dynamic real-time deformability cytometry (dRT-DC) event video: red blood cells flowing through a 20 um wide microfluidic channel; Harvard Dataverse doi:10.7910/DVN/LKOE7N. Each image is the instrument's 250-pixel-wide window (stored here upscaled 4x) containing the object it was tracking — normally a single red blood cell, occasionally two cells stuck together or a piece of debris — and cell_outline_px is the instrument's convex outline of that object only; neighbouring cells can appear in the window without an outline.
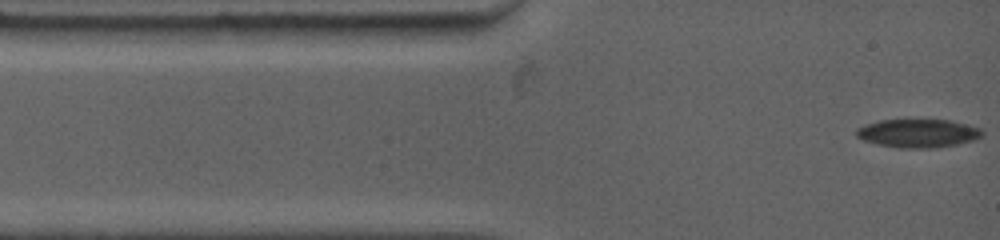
{"species": "common noctule bat (a hibernating species)", "species_latin": "Nyctalus noctula", "temperature_condition": "warm", "stored_images_in_passage": 47, "camera_frame_rate_fps": 4500, "um_per_image_px": 0.085, "animal": {"sex": "female", "body_mass_g": 19.0, "forearm_length_mm": 53.3}, "frame": {"image": 1, "passage_image": 1, "time_ms": 0.0, "image_size_px": [1000, 240], "cell_outline_px": [[984, 132], [980, 136], [972, 140], [956, 144], [932, 148], [900, 148], [876, 144], [864, 140], [856, 136], [856, 128], [880, 120], [952, 120], [968, 124], [980, 128]], "centroid_in_image_um": [78.03, 11.32], "position_along_channel_um": 7.0, "area_um2": 20.69}}
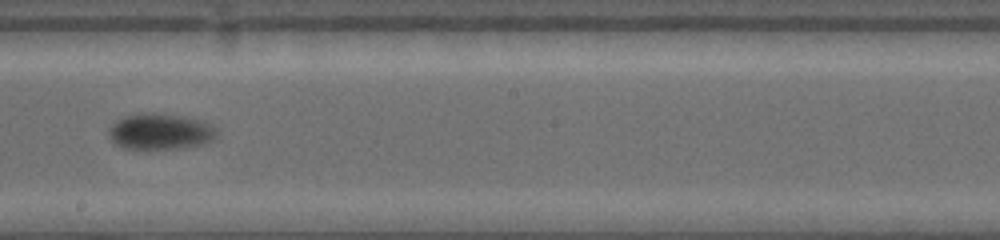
{"frame": {"image": 2, "passage_image": 20, "time_ms": 7.333, "image_size_px": [1000, 240], "cell_outline_px": [[216, 140], [204, 144], [180, 148], [124, 148], [116, 144], [108, 136], [108, 128], [116, 120], [124, 116], [144, 112], [156, 112], [184, 116], [200, 120], [212, 124], [216, 128]], "centroid_in_image_um": [13.64, 11.16], "position_along_channel_um": 234.6, "area_um2": 22.95}}
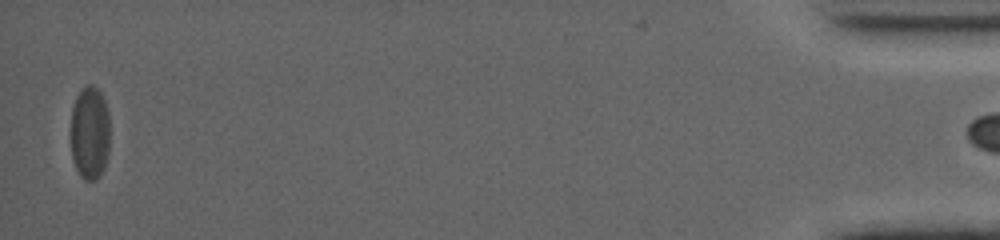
{"frame": {"image": 3, "passage_image": 46, "time_ms": 16.667, "image_size_px": [1000, 240], "cell_outline_px": [[108, 156], [104, 168], [100, 176], [96, 180], [84, 180], [80, 176], [72, 160], [68, 136], [72, 104], [80, 88], [84, 84], [92, 84], [104, 96], [108, 112]], "centroid_in_image_um": [7.57, 11.27], "position_along_channel_um": 427.6, "area_um2": 22.37}, "authors_computed_cell_mechanics": {"area_um2": 22.1374, "velocity_mm_per_s": 3.6952, "shape_relaxation_time_tau1_ms": 4.9764, "shape_relaxation_time_tau2_ms": null, "deformation_change_tau1": 0.1114, "deformation_change_tau2": null}}